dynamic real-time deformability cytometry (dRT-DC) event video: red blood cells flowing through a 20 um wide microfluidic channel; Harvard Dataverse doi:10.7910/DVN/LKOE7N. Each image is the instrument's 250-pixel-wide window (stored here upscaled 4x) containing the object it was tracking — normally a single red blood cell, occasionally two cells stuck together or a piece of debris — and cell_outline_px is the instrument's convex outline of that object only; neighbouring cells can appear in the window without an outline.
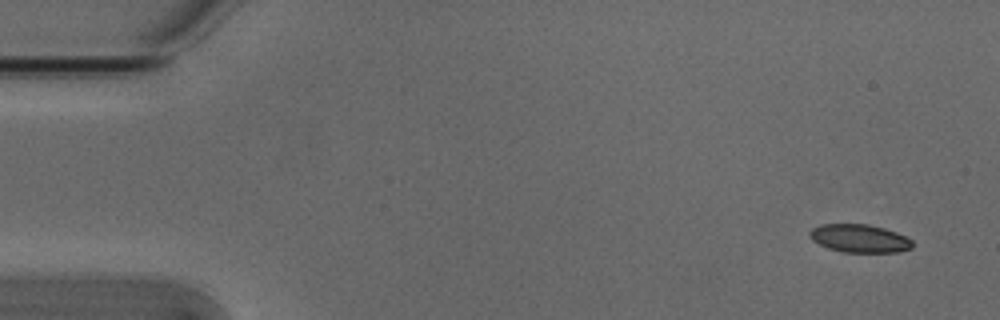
{"species": "Egyptian fruit bat (a non-hibernating species)", "species_latin": "Rousettus aegyptiacus", "temperature_condition": "cold", "stored_images_in_passage": 4, "camera_frame_rate_fps": 3000, "um_per_image_px": 0.085, "animal": {"sex": "male"}, "frame": {"image": 1, "passage_image": 1, "time_ms": 0.0, "image_size_px": [1000, 320], "cell_outline_px": [[912, 248], [896, 252], [844, 252], [828, 248], [812, 240], [808, 236], [808, 232], [812, 228], [820, 224], [868, 224], [884, 228], [896, 232], [912, 240]], "centroid_in_image_um": [73.03, 20.26], "position_along_channel_um": 12.0, "area_um2": 16.82}}
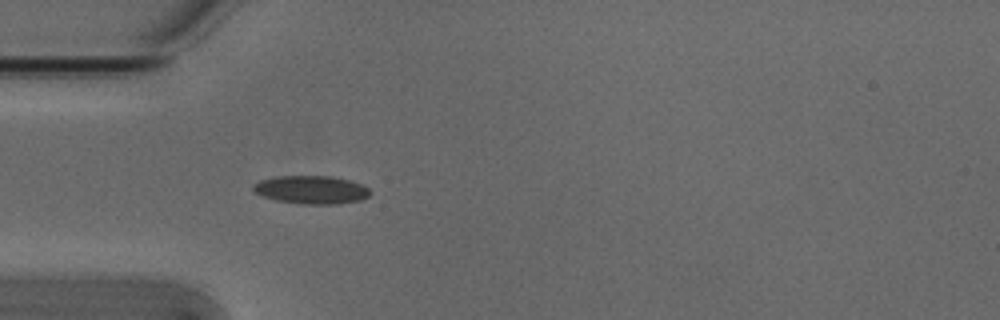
{"frame": {"image": 2, "passage_image": 4, "time_ms": 1.0, "image_size_px": [1000, 320], "cell_outline_px": [[372, 192], [368, 196], [360, 200], [336, 204], [300, 204], [276, 200], [264, 196], [256, 192], [252, 188], [252, 184], [260, 180], [276, 176], [332, 176], [348, 180], [360, 184], [368, 188]], "centroid_in_image_um": [26.45, 16.13], "position_along_channel_um": 58.6, "area_um2": 19.13}}